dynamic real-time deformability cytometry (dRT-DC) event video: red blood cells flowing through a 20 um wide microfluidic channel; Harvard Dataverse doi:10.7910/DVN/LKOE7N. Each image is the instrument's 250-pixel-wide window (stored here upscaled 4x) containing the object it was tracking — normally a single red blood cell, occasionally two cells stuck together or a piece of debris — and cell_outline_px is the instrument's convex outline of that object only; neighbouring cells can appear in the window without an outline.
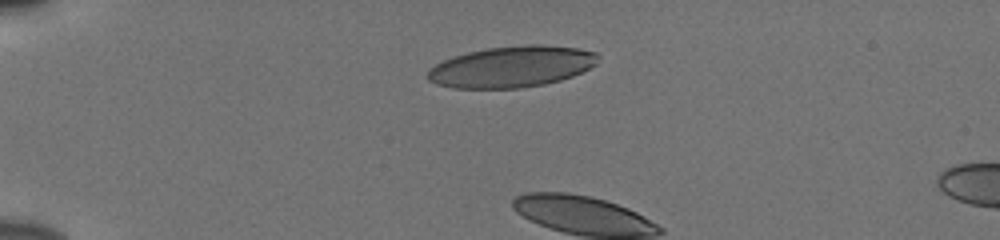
{"species": "human", "species_latin": "Homo sapiens", "temperature_condition": "cold", "stored_images_in_passage": 3, "camera_frame_rate_fps": 3000, "um_per_image_px": 0.085, "donor": {"sex": "male"}, "frame": {"image": 1, "passage_image": 1, "time_ms": 0.0, "image_size_px": [1000, 240], "cell_outline_px": [[600, 56], [596, 64], [572, 76], [560, 80], [544, 84], [520, 88], [452, 88], [436, 84], [428, 80], [424, 76], [428, 68], [452, 56], [468, 52], [488, 48], [528, 44], [544, 44], [576, 48], [596, 52]], "centroid_in_image_um": [43.45, 5.67], "position_along_channel_um": 41.5, "area_um2": 41.1}}